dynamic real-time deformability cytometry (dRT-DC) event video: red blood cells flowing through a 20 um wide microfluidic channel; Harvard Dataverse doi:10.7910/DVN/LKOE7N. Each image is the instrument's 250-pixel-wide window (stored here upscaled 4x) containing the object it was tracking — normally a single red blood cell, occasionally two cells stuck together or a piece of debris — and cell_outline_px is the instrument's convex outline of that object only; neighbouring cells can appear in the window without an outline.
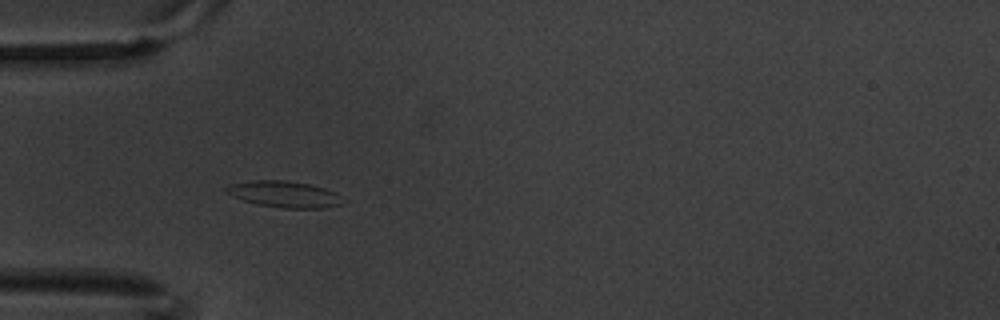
{"species": "common noctule bat (a hibernating species)", "species_latin": "Nyctalus noctula", "temperature_condition": "warm", "stored_images_in_passage": 5, "camera_frame_rate_fps": 3000, "um_per_image_px": 0.085, "animal": {"sex": "male", "body_mass_g": 20.1, "forearm_length_mm": 53.5}, "frame": {"image": 1, "passage_image": 4, "time_ms": 1.0, "image_size_px": [1000, 320], "cell_outline_px": [[348, 200], [340, 204], [320, 208], [284, 208], [256, 204], [232, 196], [224, 192], [224, 188], [228, 184], [252, 180], [284, 180], [308, 184], [324, 188], [336, 192]], "centroid_in_image_um": [24.16, 16.5], "position_along_channel_um": 60.8, "area_um2": 18.03}}
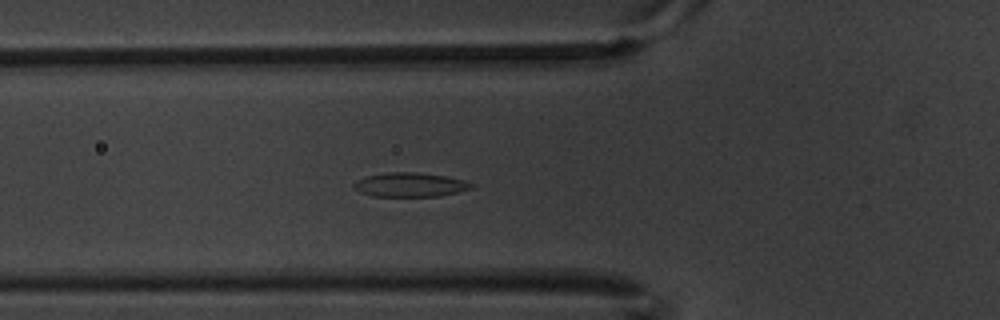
{"frame": {"image": 2, "passage_image": 5, "time_ms": 1.333, "image_size_px": [1000, 320], "cell_outline_px": [[472, 188], [440, 196], [372, 196], [360, 192], [352, 188], [352, 184], [356, 180], [368, 176], [388, 172], [420, 172], [448, 176], [464, 180], [472, 184]], "centroid_in_image_um": [34.82, 15.69], "position_along_channel_um": 91.0, "area_um2": 16.59}}